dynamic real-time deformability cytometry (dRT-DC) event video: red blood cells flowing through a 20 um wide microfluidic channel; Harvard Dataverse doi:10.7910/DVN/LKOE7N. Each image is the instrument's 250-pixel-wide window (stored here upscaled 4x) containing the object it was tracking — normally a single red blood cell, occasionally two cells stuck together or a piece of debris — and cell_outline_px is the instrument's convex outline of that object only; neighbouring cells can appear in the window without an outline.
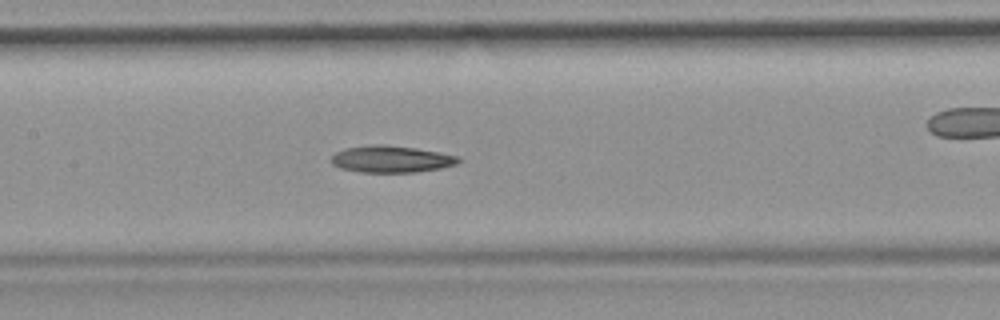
{"species": "common noctule bat (a hibernating species)", "species_latin": "Nyctalus noctula", "temperature_condition": "room temperature", "stored_images_in_passage": 37, "camera_frame_rate_fps": 3000, "um_per_image_px": 0.085, "animal": {"sex": "female", "body_mass_g": 19.9}, "frame": {"image": 1, "passage_image": 11, "time_ms": 3.333, "image_size_px": [1000, 320], "cell_outline_px": [[464, 160], [460, 164], [440, 168], [416, 172], [360, 172], [340, 168], [332, 164], [332, 156], [336, 152], [344, 148], [376, 144], [384, 144], [416, 148], [440, 152], [460, 156]], "centroid_in_image_um": [33.33, 13.52], "position_along_channel_um": 174.1, "area_um2": 20.11}}